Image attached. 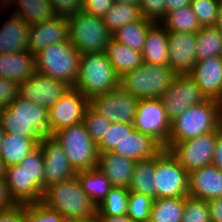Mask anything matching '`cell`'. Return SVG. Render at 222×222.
I'll return each instance as SVG.
<instances>
[{"mask_svg": "<svg viewBox=\"0 0 222 222\" xmlns=\"http://www.w3.org/2000/svg\"><path fill=\"white\" fill-rule=\"evenodd\" d=\"M5 182L16 204L42 201L44 195V160L38 146L18 165L6 167Z\"/></svg>", "mask_w": 222, "mask_h": 222, "instance_id": "1", "label": "cell"}, {"mask_svg": "<svg viewBox=\"0 0 222 222\" xmlns=\"http://www.w3.org/2000/svg\"><path fill=\"white\" fill-rule=\"evenodd\" d=\"M0 123L4 133L30 137L38 143L49 135L48 109L19 96L0 110Z\"/></svg>", "mask_w": 222, "mask_h": 222, "instance_id": "2", "label": "cell"}, {"mask_svg": "<svg viewBox=\"0 0 222 222\" xmlns=\"http://www.w3.org/2000/svg\"><path fill=\"white\" fill-rule=\"evenodd\" d=\"M42 202L56 210L67 221L96 218L97 206L83 191L76 175L47 187Z\"/></svg>", "mask_w": 222, "mask_h": 222, "instance_id": "3", "label": "cell"}, {"mask_svg": "<svg viewBox=\"0 0 222 222\" xmlns=\"http://www.w3.org/2000/svg\"><path fill=\"white\" fill-rule=\"evenodd\" d=\"M219 109L220 101L215 99H207L186 109L171 121L170 136L165 149L168 150L174 143L218 130Z\"/></svg>", "mask_w": 222, "mask_h": 222, "instance_id": "4", "label": "cell"}, {"mask_svg": "<svg viewBox=\"0 0 222 222\" xmlns=\"http://www.w3.org/2000/svg\"><path fill=\"white\" fill-rule=\"evenodd\" d=\"M120 87V77L105 52L81 54L74 88L89 100Z\"/></svg>", "mask_w": 222, "mask_h": 222, "instance_id": "5", "label": "cell"}, {"mask_svg": "<svg viewBox=\"0 0 222 222\" xmlns=\"http://www.w3.org/2000/svg\"><path fill=\"white\" fill-rule=\"evenodd\" d=\"M80 56L70 39L51 44L35 54L36 72L74 87L79 73Z\"/></svg>", "mask_w": 222, "mask_h": 222, "instance_id": "6", "label": "cell"}, {"mask_svg": "<svg viewBox=\"0 0 222 222\" xmlns=\"http://www.w3.org/2000/svg\"><path fill=\"white\" fill-rule=\"evenodd\" d=\"M174 75L169 66L143 62L120 77V87L139 99H158L169 88Z\"/></svg>", "mask_w": 222, "mask_h": 222, "instance_id": "7", "label": "cell"}, {"mask_svg": "<svg viewBox=\"0 0 222 222\" xmlns=\"http://www.w3.org/2000/svg\"><path fill=\"white\" fill-rule=\"evenodd\" d=\"M70 41L80 54L101 53L112 38L103 19L78 11L68 16Z\"/></svg>", "mask_w": 222, "mask_h": 222, "instance_id": "8", "label": "cell"}, {"mask_svg": "<svg viewBox=\"0 0 222 222\" xmlns=\"http://www.w3.org/2000/svg\"><path fill=\"white\" fill-rule=\"evenodd\" d=\"M52 137L63 148L76 172L97 167L98 148L83 123L60 129Z\"/></svg>", "mask_w": 222, "mask_h": 222, "instance_id": "9", "label": "cell"}, {"mask_svg": "<svg viewBox=\"0 0 222 222\" xmlns=\"http://www.w3.org/2000/svg\"><path fill=\"white\" fill-rule=\"evenodd\" d=\"M188 174L170 151L163 148L155 155L156 199L188 196Z\"/></svg>", "mask_w": 222, "mask_h": 222, "instance_id": "10", "label": "cell"}, {"mask_svg": "<svg viewBox=\"0 0 222 222\" xmlns=\"http://www.w3.org/2000/svg\"><path fill=\"white\" fill-rule=\"evenodd\" d=\"M220 129L198 137L174 143L168 150L179 164L190 173L192 170L212 165L214 149Z\"/></svg>", "mask_w": 222, "mask_h": 222, "instance_id": "11", "label": "cell"}, {"mask_svg": "<svg viewBox=\"0 0 222 222\" xmlns=\"http://www.w3.org/2000/svg\"><path fill=\"white\" fill-rule=\"evenodd\" d=\"M160 99L171 122L189 107L206 101L207 97L202 93L193 77L186 73L175 74L169 88Z\"/></svg>", "mask_w": 222, "mask_h": 222, "instance_id": "12", "label": "cell"}, {"mask_svg": "<svg viewBox=\"0 0 222 222\" xmlns=\"http://www.w3.org/2000/svg\"><path fill=\"white\" fill-rule=\"evenodd\" d=\"M133 126L139 132L150 135L163 148L167 146L171 122L160 98L139 100Z\"/></svg>", "mask_w": 222, "mask_h": 222, "instance_id": "13", "label": "cell"}, {"mask_svg": "<svg viewBox=\"0 0 222 222\" xmlns=\"http://www.w3.org/2000/svg\"><path fill=\"white\" fill-rule=\"evenodd\" d=\"M139 100L119 87L93 97L89 104L111 123L133 124Z\"/></svg>", "mask_w": 222, "mask_h": 222, "instance_id": "14", "label": "cell"}, {"mask_svg": "<svg viewBox=\"0 0 222 222\" xmlns=\"http://www.w3.org/2000/svg\"><path fill=\"white\" fill-rule=\"evenodd\" d=\"M89 99L78 89L70 87L49 109V135L82 123Z\"/></svg>", "mask_w": 222, "mask_h": 222, "instance_id": "15", "label": "cell"}, {"mask_svg": "<svg viewBox=\"0 0 222 222\" xmlns=\"http://www.w3.org/2000/svg\"><path fill=\"white\" fill-rule=\"evenodd\" d=\"M69 88L63 81L36 72L19 84L18 96L49 109Z\"/></svg>", "mask_w": 222, "mask_h": 222, "instance_id": "16", "label": "cell"}, {"mask_svg": "<svg viewBox=\"0 0 222 222\" xmlns=\"http://www.w3.org/2000/svg\"><path fill=\"white\" fill-rule=\"evenodd\" d=\"M38 146L44 160V191L50 185L76 175L63 148L51 135L44 136Z\"/></svg>", "mask_w": 222, "mask_h": 222, "instance_id": "17", "label": "cell"}, {"mask_svg": "<svg viewBox=\"0 0 222 222\" xmlns=\"http://www.w3.org/2000/svg\"><path fill=\"white\" fill-rule=\"evenodd\" d=\"M169 67L175 74H186L196 63L197 33L167 31Z\"/></svg>", "mask_w": 222, "mask_h": 222, "instance_id": "18", "label": "cell"}, {"mask_svg": "<svg viewBox=\"0 0 222 222\" xmlns=\"http://www.w3.org/2000/svg\"><path fill=\"white\" fill-rule=\"evenodd\" d=\"M69 20L65 16H55L29 28L28 50L35 55L51 44L70 39Z\"/></svg>", "mask_w": 222, "mask_h": 222, "instance_id": "19", "label": "cell"}, {"mask_svg": "<svg viewBox=\"0 0 222 222\" xmlns=\"http://www.w3.org/2000/svg\"><path fill=\"white\" fill-rule=\"evenodd\" d=\"M189 74L207 99L222 101V56L196 61Z\"/></svg>", "mask_w": 222, "mask_h": 222, "instance_id": "20", "label": "cell"}, {"mask_svg": "<svg viewBox=\"0 0 222 222\" xmlns=\"http://www.w3.org/2000/svg\"><path fill=\"white\" fill-rule=\"evenodd\" d=\"M188 193L205 201L222 197V171L214 165L192 170L188 174Z\"/></svg>", "mask_w": 222, "mask_h": 222, "instance_id": "21", "label": "cell"}, {"mask_svg": "<svg viewBox=\"0 0 222 222\" xmlns=\"http://www.w3.org/2000/svg\"><path fill=\"white\" fill-rule=\"evenodd\" d=\"M135 161L114 152L99 153L97 169L109 180L112 187L129 189Z\"/></svg>", "mask_w": 222, "mask_h": 222, "instance_id": "22", "label": "cell"}, {"mask_svg": "<svg viewBox=\"0 0 222 222\" xmlns=\"http://www.w3.org/2000/svg\"><path fill=\"white\" fill-rule=\"evenodd\" d=\"M34 73H36L35 55L29 50L0 54V78L20 84Z\"/></svg>", "mask_w": 222, "mask_h": 222, "instance_id": "23", "label": "cell"}, {"mask_svg": "<svg viewBox=\"0 0 222 222\" xmlns=\"http://www.w3.org/2000/svg\"><path fill=\"white\" fill-rule=\"evenodd\" d=\"M162 149L163 147L150 135L134 129L113 152L137 162L154 157Z\"/></svg>", "mask_w": 222, "mask_h": 222, "instance_id": "24", "label": "cell"}, {"mask_svg": "<svg viewBox=\"0 0 222 222\" xmlns=\"http://www.w3.org/2000/svg\"><path fill=\"white\" fill-rule=\"evenodd\" d=\"M29 28L20 17L11 15L0 29V54L28 50Z\"/></svg>", "mask_w": 222, "mask_h": 222, "instance_id": "25", "label": "cell"}, {"mask_svg": "<svg viewBox=\"0 0 222 222\" xmlns=\"http://www.w3.org/2000/svg\"><path fill=\"white\" fill-rule=\"evenodd\" d=\"M143 62L157 66H169L167 30L156 22L148 29L144 48Z\"/></svg>", "mask_w": 222, "mask_h": 222, "instance_id": "26", "label": "cell"}, {"mask_svg": "<svg viewBox=\"0 0 222 222\" xmlns=\"http://www.w3.org/2000/svg\"><path fill=\"white\" fill-rule=\"evenodd\" d=\"M105 54L119 77L135 70L143 63V56L140 51L131 49L113 38L109 41Z\"/></svg>", "mask_w": 222, "mask_h": 222, "instance_id": "27", "label": "cell"}, {"mask_svg": "<svg viewBox=\"0 0 222 222\" xmlns=\"http://www.w3.org/2000/svg\"><path fill=\"white\" fill-rule=\"evenodd\" d=\"M38 145L39 143L33 138L4 133L0 158L6 167L18 165L29 153L35 150Z\"/></svg>", "mask_w": 222, "mask_h": 222, "instance_id": "28", "label": "cell"}, {"mask_svg": "<svg viewBox=\"0 0 222 222\" xmlns=\"http://www.w3.org/2000/svg\"><path fill=\"white\" fill-rule=\"evenodd\" d=\"M18 2L19 9L13 12L29 26L42 23L56 16L49 0H7L4 4L10 6L12 2Z\"/></svg>", "mask_w": 222, "mask_h": 222, "instance_id": "29", "label": "cell"}, {"mask_svg": "<svg viewBox=\"0 0 222 222\" xmlns=\"http://www.w3.org/2000/svg\"><path fill=\"white\" fill-rule=\"evenodd\" d=\"M83 191L96 206L109 194L112 185L110 180L97 168L76 173Z\"/></svg>", "mask_w": 222, "mask_h": 222, "instance_id": "30", "label": "cell"}, {"mask_svg": "<svg viewBox=\"0 0 222 222\" xmlns=\"http://www.w3.org/2000/svg\"><path fill=\"white\" fill-rule=\"evenodd\" d=\"M155 156L139 160L135 163L129 186L130 192H136L156 199V187L154 185Z\"/></svg>", "mask_w": 222, "mask_h": 222, "instance_id": "31", "label": "cell"}, {"mask_svg": "<svg viewBox=\"0 0 222 222\" xmlns=\"http://www.w3.org/2000/svg\"><path fill=\"white\" fill-rule=\"evenodd\" d=\"M155 22L142 17L139 21L127 23L114 33L112 38L129 48L142 52L148 29Z\"/></svg>", "mask_w": 222, "mask_h": 222, "instance_id": "32", "label": "cell"}, {"mask_svg": "<svg viewBox=\"0 0 222 222\" xmlns=\"http://www.w3.org/2000/svg\"><path fill=\"white\" fill-rule=\"evenodd\" d=\"M185 197L154 199L149 222H182Z\"/></svg>", "mask_w": 222, "mask_h": 222, "instance_id": "33", "label": "cell"}, {"mask_svg": "<svg viewBox=\"0 0 222 222\" xmlns=\"http://www.w3.org/2000/svg\"><path fill=\"white\" fill-rule=\"evenodd\" d=\"M142 18L138 4H125L115 2L108 12L102 17L107 29L114 33L127 23L139 21Z\"/></svg>", "mask_w": 222, "mask_h": 222, "instance_id": "34", "label": "cell"}, {"mask_svg": "<svg viewBox=\"0 0 222 222\" xmlns=\"http://www.w3.org/2000/svg\"><path fill=\"white\" fill-rule=\"evenodd\" d=\"M222 56V33L216 26L201 27L197 32L196 60Z\"/></svg>", "mask_w": 222, "mask_h": 222, "instance_id": "35", "label": "cell"}, {"mask_svg": "<svg viewBox=\"0 0 222 222\" xmlns=\"http://www.w3.org/2000/svg\"><path fill=\"white\" fill-rule=\"evenodd\" d=\"M160 23L167 31L197 33L201 29L190 5L169 12Z\"/></svg>", "mask_w": 222, "mask_h": 222, "instance_id": "36", "label": "cell"}, {"mask_svg": "<svg viewBox=\"0 0 222 222\" xmlns=\"http://www.w3.org/2000/svg\"><path fill=\"white\" fill-rule=\"evenodd\" d=\"M130 191L124 187H112L109 194L97 206L96 215H127Z\"/></svg>", "mask_w": 222, "mask_h": 222, "instance_id": "37", "label": "cell"}, {"mask_svg": "<svg viewBox=\"0 0 222 222\" xmlns=\"http://www.w3.org/2000/svg\"><path fill=\"white\" fill-rule=\"evenodd\" d=\"M134 129L133 124L112 123L97 145L98 152H113L116 147H119L126 135L131 134Z\"/></svg>", "mask_w": 222, "mask_h": 222, "instance_id": "38", "label": "cell"}, {"mask_svg": "<svg viewBox=\"0 0 222 222\" xmlns=\"http://www.w3.org/2000/svg\"><path fill=\"white\" fill-rule=\"evenodd\" d=\"M82 123L90 135L91 139L98 145L111 126V122L102 114L98 113L90 104L85 110Z\"/></svg>", "mask_w": 222, "mask_h": 222, "instance_id": "39", "label": "cell"}, {"mask_svg": "<svg viewBox=\"0 0 222 222\" xmlns=\"http://www.w3.org/2000/svg\"><path fill=\"white\" fill-rule=\"evenodd\" d=\"M153 202L150 196L130 192L127 215L134 222H149Z\"/></svg>", "mask_w": 222, "mask_h": 222, "instance_id": "40", "label": "cell"}, {"mask_svg": "<svg viewBox=\"0 0 222 222\" xmlns=\"http://www.w3.org/2000/svg\"><path fill=\"white\" fill-rule=\"evenodd\" d=\"M24 217L26 222H67L61 214L42 201L24 204Z\"/></svg>", "mask_w": 222, "mask_h": 222, "instance_id": "41", "label": "cell"}, {"mask_svg": "<svg viewBox=\"0 0 222 222\" xmlns=\"http://www.w3.org/2000/svg\"><path fill=\"white\" fill-rule=\"evenodd\" d=\"M219 0H192L190 6L201 27L215 26L219 14Z\"/></svg>", "mask_w": 222, "mask_h": 222, "instance_id": "42", "label": "cell"}, {"mask_svg": "<svg viewBox=\"0 0 222 222\" xmlns=\"http://www.w3.org/2000/svg\"><path fill=\"white\" fill-rule=\"evenodd\" d=\"M182 222H211L207 201L186 196Z\"/></svg>", "mask_w": 222, "mask_h": 222, "instance_id": "43", "label": "cell"}, {"mask_svg": "<svg viewBox=\"0 0 222 222\" xmlns=\"http://www.w3.org/2000/svg\"><path fill=\"white\" fill-rule=\"evenodd\" d=\"M166 0H140L142 17L159 23L165 17Z\"/></svg>", "mask_w": 222, "mask_h": 222, "instance_id": "44", "label": "cell"}, {"mask_svg": "<svg viewBox=\"0 0 222 222\" xmlns=\"http://www.w3.org/2000/svg\"><path fill=\"white\" fill-rule=\"evenodd\" d=\"M85 0H49L57 16L68 17L83 10Z\"/></svg>", "mask_w": 222, "mask_h": 222, "instance_id": "45", "label": "cell"}, {"mask_svg": "<svg viewBox=\"0 0 222 222\" xmlns=\"http://www.w3.org/2000/svg\"><path fill=\"white\" fill-rule=\"evenodd\" d=\"M19 93V84L0 78V110L12 103Z\"/></svg>", "mask_w": 222, "mask_h": 222, "instance_id": "46", "label": "cell"}, {"mask_svg": "<svg viewBox=\"0 0 222 222\" xmlns=\"http://www.w3.org/2000/svg\"><path fill=\"white\" fill-rule=\"evenodd\" d=\"M114 3V0H85L83 11L102 18Z\"/></svg>", "mask_w": 222, "mask_h": 222, "instance_id": "47", "label": "cell"}, {"mask_svg": "<svg viewBox=\"0 0 222 222\" xmlns=\"http://www.w3.org/2000/svg\"><path fill=\"white\" fill-rule=\"evenodd\" d=\"M0 222H26L24 204H16L8 210L0 211Z\"/></svg>", "mask_w": 222, "mask_h": 222, "instance_id": "48", "label": "cell"}, {"mask_svg": "<svg viewBox=\"0 0 222 222\" xmlns=\"http://www.w3.org/2000/svg\"><path fill=\"white\" fill-rule=\"evenodd\" d=\"M16 203L10 197L4 177H0V211L14 207Z\"/></svg>", "mask_w": 222, "mask_h": 222, "instance_id": "49", "label": "cell"}, {"mask_svg": "<svg viewBox=\"0 0 222 222\" xmlns=\"http://www.w3.org/2000/svg\"><path fill=\"white\" fill-rule=\"evenodd\" d=\"M211 222H222V197L207 201Z\"/></svg>", "mask_w": 222, "mask_h": 222, "instance_id": "50", "label": "cell"}, {"mask_svg": "<svg viewBox=\"0 0 222 222\" xmlns=\"http://www.w3.org/2000/svg\"><path fill=\"white\" fill-rule=\"evenodd\" d=\"M212 165L222 171V133H220L217 137Z\"/></svg>", "mask_w": 222, "mask_h": 222, "instance_id": "51", "label": "cell"}, {"mask_svg": "<svg viewBox=\"0 0 222 222\" xmlns=\"http://www.w3.org/2000/svg\"><path fill=\"white\" fill-rule=\"evenodd\" d=\"M192 0H166L165 3V15L175 9L182 8L190 5Z\"/></svg>", "mask_w": 222, "mask_h": 222, "instance_id": "52", "label": "cell"}, {"mask_svg": "<svg viewBox=\"0 0 222 222\" xmlns=\"http://www.w3.org/2000/svg\"><path fill=\"white\" fill-rule=\"evenodd\" d=\"M97 222H134L128 215L122 216H108L96 215Z\"/></svg>", "mask_w": 222, "mask_h": 222, "instance_id": "53", "label": "cell"}, {"mask_svg": "<svg viewBox=\"0 0 222 222\" xmlns=\"http://www.w3.org/2000/svg\"><path fill=\"white\" fill-rule=\"evenodd\" d=\"M222 33V2L219 3V14L215 25Z\"/></svg>", "mask_w": 222, "mask_h": 222, "instance_id": "54", "label": "cell"}, {"mask_svg": "<svg viewBox=\"0 0 222 222\" xmlns=\"http://www.w3.org/2000/svg\"><path fill=\"white\" fill-rule=\"evenodd\" d=\"M114 2H118V3H125V4H140V0H114Z\"/></svg>", "mask_w": 222, "mask_h": 222, "instance_id": "55", "label": "cell"}, {"mask_svg": "<svg viewBox=\"0 0 222 222\" xmlns=\"http://www.w3.org/2000/svg\"><path fill=\"white\" fill-rule=\"evenodd\" d=\"M6 166L3 160L0 158V177H5Z\"/></svg>", "mask_w": 222, "mask_h": 222, "instance_id": "56", "label": "cell"}, {"mask_svg": "<svg viewBox=\"0 0 222 222\" xmlns=\"http://www.w3.org/2000/svg\"><path fill=\"white\" fill-rule=\"evenodd\" d=\"M219 129L222 133V101H220V109H219Z\"/></svg>", "mask_w": 222, "mask_h": 222, "instance_id": "57", "label": "cell"}, {"mask_svg": "<svg viewBox=\"0 0 222 222\" xmlns=\"http://www.w3.org/2000/svg\"><path fill=\"white\" fill-rule=\"evenodd\" d=\"M3 134H4V131H3L2 127H1V123H0V150H1V146H2Z\"/></svg>", "mask_w": 222, "mask_h": 222, "instance_id": "58", "label": "cell"}, {"mask_svg": "<svg viewBox=\"0 0 222 222\" xmlns=\"http://www.w3.org/2000/svg\"><path fill=\"white\" fill-rule=\"evenodd\" d=\"M67 222H97V220L93 218V219H88V220L67 221Z\"/></svg>", "mask_w": 222, "mask_h": 222, "instance_id": "59", "label": "cell"}]
</instances>
